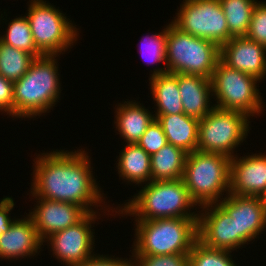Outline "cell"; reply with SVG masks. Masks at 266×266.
I'll return each mask as SVG.
<instances>
[{"label":"cell","mask_w":266,"mask_h":266,"mask_svg":"<svg viewBox=\"0 0 266 266\" xmlns=\"http://www.w3.org/2000/svg\"><path fill=\"white\" fill-rule=\"evenodd\" d=\"M167 27L168 25L159 33L146 35L145 38H142L140 43V51L142 53V58L147 61L148 65L163 63L164 67H156L151 71L150 77L167 73L166 66V47H167ZM146 58V59H145Z\"/></svg>","instance_id":"obj_27"},{"label":"cell","mask_w":266,"mask_h":266,"mask_svg":"<svg viewBox=\"0 0 266 266\" xmlns=\"http://www.w3.org/2000/svg\"><path fill=\"white\" fill-rule=\"evenodd\" d=\"M220 59L229 67L256 77L266 76V47L247 38L233 37L220 47Z\"/></svg>","instance_id":"obj_16"},{"label":"cell","mask_w":266,"mask_h":266,"mask_svg":"<svg viewBox=\"0 0 266 266\" xmlns=\"http://www.w3.org/2000/svg\"><path fill=\"white\" fill-rule=\"evenodd\" d=\"M229 193L240 196H259L266 194V155H236L230 161Z\"/></svg>","instance_id":"obj_14"},{"label":"cell","mask_w":266,"mask_h":266,"mask_svg":"<svg viewBox=\"0 0 266 266\" xmlns=\"http://www.w3.org/2000/svg\"><path fill=\"white\" fill-rule=\"evenodd\" d=\"M171 23L179 30L215 42L220 47L233 37L219 0H183Z\"/></svg>","instance_id":"obj_10"},{"label":"cell","mask_w":266,"mask_h":266,"mask_svg":"<svg viewBox=\"0 0 266 266\" xmlns=\"http://www.w3.org/2000/svg\"><path fill=\"white\" fill-rule=\"evenodd\" d=\"M143 186L131 200H126L128 202H124V205H118L117 211L109 207V204L106 211H115L114 215H132L135 220L198 218V213L191 211V208L193 210V207L198 205L191 198L183 179L151 181Z\"/></svg>","instance_id":"obj_2"},{"label":"cell","mask_w":266,"mask_h":266,"mask_svg":"<svg viewBox=\"0 0 266 266\" xmlns=\"http://www.w3.org/2000/svg\"><path fill=\"white\" fill-rule=\"evenodd\" d=\"M7 28L5 35H0L2 43L26 51L35 58L43 56L34 43L30 23L26 15L16 16L8 23Z\"/></svg>","instance_id":"obj_26"},{"label":"cell","mask_w":266,"mask_h":266,"mask_svg":"<svg viewBox=\"0 0 266 266\" xmlns=\"http://www.w3.org/2000/svg\"><path fill=\"white\" fill-rule=\"evenodd\" d=\"M35 57L0 41V75L15 82L28 70Z\"/></svg>","instance_id":"obj_25"},{"label":"cell","mask_w":266,"mask_h":266,"mask_svg":"<svg viewBox=\"0 0 266 266\" xmlns=\"http://www.w3.org/2000/svg\"><path fill=\"white\" fill-rule=\"evenodd\" d=\"M262 198L266 202V194Z\"/></svg>","instance_id":"obj_35"},{"label":"cell","mask_w":266,"mask_h":266,"mask_svg":"<svg viewBox=\"0 0 266 266\" xmlns=\"http://www.w3.org/2000/svg\"><path fill=\"white\" fill-rule=\"evenodd\" d=\"M230 161V157L221 153L193 151L187 154L182 179L198 206L218 203L225 192L229 194Z\"/></svg>","instance_id":"obj_5"},{"label":"cell","mask_w":266,"mask_h":266,"mask_svg":"<svg viewBox=\"0 0 266 266\" xmlns=\"http://www.w3.org/2000/svg\"><path fill=\"white\" fill-rule=\"evenodd\" d=\"M167 138L160 123L154 119L137 144L150 156L167 144Z\"/></svg>","instance_id":"obj_30"},{"label":"cell","mask_w":266,"mask_h":266,"mask_svg":"<svg viewBox=\"0 0 266 266\" xmlns=\"http://www.w3.org/2000/svg\"><path fill=\"white\" fill-rule=\"evenodd\" d=\"M114 113H116L114 124L119 132L117 134H120L125 144H137L155 119L154 114L136 100L119 103Z\"/></svg>","instance_id":"obj_19"},{"label":"cell","mask_w":266,"mask_h":266,"mask_svg":"<svg viewBox=\"0 0 266 266\" xmlns=\"http://www.w3.org/2000/svg\"><path fill=\"white\" fill-rule=\"evenodd\" d=\"M246 37L266 47V3L257 0Z\"/></svg>","instance_id":"obj_29"},{"label":"cell","mask_w":266,"mask_h":266,"mask_svg":"<svg viewBox=\"0 0 266 266\" xmlns=\"http://www.w3.org/2000/svg\"><path fill=\"white\" fill-rule=\"evenodd\" d=\"M167 33V72L211 79L221 58L220 46L211 40L185 33L171 22L168 24Z\"/></svg>","instance_id":"obj_6"},{"label":"cell","mask_w":266,"mask_h":266,"mask_svg":"<svg viewBox=\"0 0 266 266\" xmlns=\"http://www.w3.org/2000/svg\"><path fill=\"white\" fill-rule=\"evenodd\" d=\"M201 208V211H197L198 241L208 248L234 251L233 221L228 213L218 203Z\"/></svg>","instance_id":"obj_15"},{"label":"cell","mask_w":266,"mask_h":266,"mask_svg":"<svg viewBox=\"0 0 266 266\" xmlns=\"http://www.w3.org/2000/svg\"><path fill=\"white\" fill-rule=\"evenodd\" d=\"M68 151L56 149L35 157L29 193L34 198L74 203L88 213L96 212L92 207L98 209L105 196L93 176L91 157L85 149Z\"/></svg>","instance_id":"obj_1"},{"label":"cell","mask_w":266,"mask_h":266,"mask_svg":"<svg viewBox=\"0 0 266 266\" xmlns=\"http://www.w3.org/2000/svg\"><path fill=\"white\" fill-rule=\"evenodd\" d=\"M43 241L37 233L33 219L27 214L23 219L16 218L9 229L0 237V258L18 260L39 254ZM41 247V248H40Z\"/></svg>","instance_id":"obj_17"},{"label":"cell","mask_w":266,"mask_h":266,"mask_svg":"<svg viewBox=\"0 0 266 266\" xmlns=\"http://www.w3.org/2000/svg\"><path fill=\"white\" fill-rule=\"evenodd\" d=\"M258 82L261 81L256 77L233 69L220 59L211 77L212 98L217 100L214 107L260 116L265 109Z\"/></svg>","instance_id":"obj_7"},{"label":"cell","mask_w":266,"mask_h":266,"mask_svg":"<svg viewBox=\"0 0 266 266\" xmlns=\"http://www.w3.org/2000/svg\"><path fill=\"white\" fill-rule=\"evenodd\" d=\"M98 213V211L89 212L77 224L54 232L44 240L47 245L50 244L54 257L61 264L63 262L66 266H76L94 255L95 236L93 234L95 232L91 228L97 217L101 215Z\"/></svg>","instance_id":"obj_11"},{"label":"cell","mask_w":266,"mask_h":266,"mask_svg":"<svg viewBox=\"0 0 266 266\" xmlns=\"http://www.w3.org/2000/svg\"><path fill=\"white\" fill-rule=\"evenodd\" d=\"M116 168L122 180L142 186L151 182V158L138 144L123 145ZM145 182V183H144Z\"/></svg>","instance_id":"obj_21"},{"label":"cell","mask_w":266,"mask_h":266,"mask_svg":"<svg viewBox=\"0 0 266 266\" xmlns=\"http://www.w3.org/2000/svg\"><path fill=\"white\" fill-rule=\"evenodd\" d=\"M250 117L243 112L214 107L198 123L197 151L235 157L234 149L247 138Z\"/></svg>","instance_id":"obj_9"},{"label":"cell","mask_w":266,"mask_h":266,"mask_svg":"<svg viewBox=\"0 0 266 266\" xmlns=\"http://www.w3.org/2000/svg\"><path fill=\"white\" fill-rule=\"evenodd\" d=\"M56 57L43 55L35 58L29 70L14 82L15 118L40 117L59 102L62 90Z\"/></svg>","instance_id":"obj_3"},{"label":"cell","mask_w":266,"mask_h":266,"mask_svg":"<svg viewBox=\"0 0 266 266\" xmlns=\"http://www.w3.org/2000/svg\"><path fill=\"white\" fill-rule=\"evenodd\" d=\"M150 91L156 104L154 115H175L183 112L178 87V73H164L149 78Z\"/></svg>","instance_id":"obj_22"},{"label":"cell","mask_w":266,"mask_h":266,"mask_svg":"<svg viewBox=\"0 0 266 266\" xmlns=\"http://www.w3.org/2000/svg\"><path fill=\"white\" fill-rule=\"evenodd\" d=\"M187 152L167 143L151 158V181L178 180L183 178Z\"/></svg>","instance_id":"obj_23"},{"label":"cell","mask_w":266,"mask_h":266,"mask_svg":"<svg viewBox=\"0 0 266 266\" xmlns=\"http://www.w3.org/2000/svg\"><path fill=\"white\" fill-rule=\"evenodd\" d=\"M14 200L12 197H5L0 200V237L6 232L15 218L11 219V210L14 208Z\"/></svg>","instance_id":"obj_34"},{"label":"cell","mask_w":266,"mask_h":266,"mask_svg":"<svg viewBox=\"0 0 266 266\" xmlns=\"http://www.w3.org/2000/svg\"><path fill=\"white\" fill-rule=\"evenodd\" d=\"M162 126L167 142L192 153L198 146L199 119L184 113L175 115H154Z\"/></svg>","instance_id":"obj_20"},{"label":"cell","mask_w":266,"mask_h":266,"mask_svg":"<svg viewBox=\"0 0 266 266\" xmlns=\"http://www.w3.org/2000/svg\"><path fill=\"white\" fill-rule=\"evenodd\" d=\"M231 253L208 248L197 240L189 252V266H237Z\"/></svg>","instance_id":"obj_28"},{"label":"cell","mask_w":266,"mask_h":266,"mask_svg":"<svg viewBox=\"0 0 266 266\" xmlns=\"http://www.w3.org/2000/svg\"><path fill=\"white\" fill-rule=\"evenodd\" d=\"M135 266H189V254L134 256Z\"/></svg>","instance_id":"obj_31"},{"label":"cell","mask_w":266,"mask_h":266,"mask_svg":"<svg viewBox=\"0 0 266 266\" xmlns=\"http://www.w3.org/2000/svg\"><path fill=\"white\" fill-rule=\"evenodd\" d=\"M131 254L132 256H130L129 260L127 258L123 259V257H117L116 259L114 258V256L113 258L112 256L108 257V254H94L88 260L76 266H135L133 253L131 252Z\"/></svg>","instance_id":"obj_33"},{"label":"cell","mask_w":266,"mask_h":266,"mask_svg":"<svg viewBox=\"0 0 266 266\" xmlns=\"http://www.w3.org/2000/svg\"><path fill=\"white\" fill-rule=\"evenodd\" d=\"M29 2L26 17L37 49L43 55L57 56L68 51L80 35L76 25L49 2Z\"/></svg>","instance_id":"obj_8"},{"label":"cell","mask_w":266,"mask_h":266,"mask_svg":"<svg viewBox=\"0 0 266 266\" xmlns=\"http://www.w3.org/2000/svg\"><path fill=\"white\" fill-rule=\"evenodd\" d=\"M198 218L135 220L133 256L189 254L198 240Z\"/></svg>","instance_id":"obj_4"},{"label":"cell","mask_w":266,"mask_h":266,"mask_svg":"<svg viewBox=\"0 0 266 266\" xmlns=\"http://www.w3.org/2000/svg\"><path fill=\"white\" fill-rule=\"evenodd\" d=\"M14 118V82L0 75V112Z\"/></svg>","instance_id":"obj_32"},{"label":"cell","mask_w":266,"mask_h":266,"mask_svg":"<svg viewBox=\"0 0 266 266\" xmlns=\"http://www.w3.org/2000/svg\"><path fill=\"white\" fill-rule=\"evenodd\" d=\"M218 204L233 221L234 250L244 247L266 228V202L259 196L229 193Z\"/></svg>","instance_id":"obj_12"},{"label":"cell","mask_w":266,"mask_h":266,"mask_svg":"<svg viewBox=\"0 0 266 266\" xmlns=\"http://www.w3.org/2000/svg\"><path fill=\"white\" fill-rule=\"evenodd\" d=\"M36 205L28 215L33 219L38 236L44 242L54 232L80 222L88 212L74 203L35 198Z\"/></svg>","instance_id":"obj_13"},{"label":"cell","mask_w":266,"mask_h":266,"mask_svg":"<svg viewBox=\"0 0 266 266\" xmlns=\"http://www.w3.org/2000/svg\"><path fill=\"white\" fill-rule=\"evenodd\" d=\"M178 87L184 114L202 119L214 108L211 79L178 73Z\"/></svg>","instance_id":"obj_18"},{"label":"cell","mask_w":266,"mask_h":266,"mask_svg":"<svg viewBox=\"0 0 266 266\" xmlns=\"http://www.w3.org/2000/svg\"><path fill=\"white\" fill-rule=\"evenodd\" d=\"M232 37L246 36L256 0H219Z\"/></svg>","instance_id":"obj_24"}]
</instances>
